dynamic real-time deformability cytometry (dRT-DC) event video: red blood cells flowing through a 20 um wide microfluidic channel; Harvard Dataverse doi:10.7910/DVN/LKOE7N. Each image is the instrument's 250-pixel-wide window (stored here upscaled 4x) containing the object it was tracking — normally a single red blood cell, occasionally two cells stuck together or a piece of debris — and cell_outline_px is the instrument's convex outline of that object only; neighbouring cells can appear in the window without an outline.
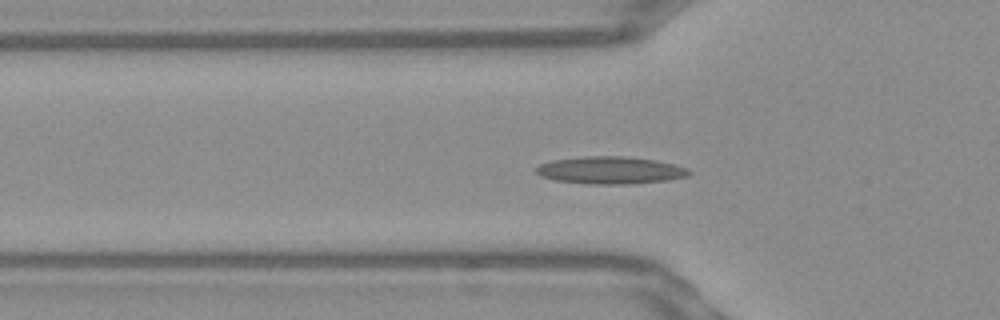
{"species": "Egyptian fruit bat (a non-hibernating species)", "species_latin": "Rousettus aegyptiacus", "temperature_condition": "warm", "stored_images_in_passage": 39, "camera_frame_rate_fps": 3000, "um_per_image_px": 0.085, "frame": {"image": 1, "passage_image": 2, "time_ms": 0.333, "image_size_px": [1000, 320], "cell_outline_px": [[692, 172], [688, 176], [668, 180], [624, 184], [588, 184], [556, 180], [540, 176], [536, 172], [536, 168], [540, 164], [552, 160], [584, 156], [624, 156], [656, 160], [688, 168]], "centroid_in_image_um": [51.88, 14.47], "position_along_channel_um": 73.9, "area_um2": 24.33}}
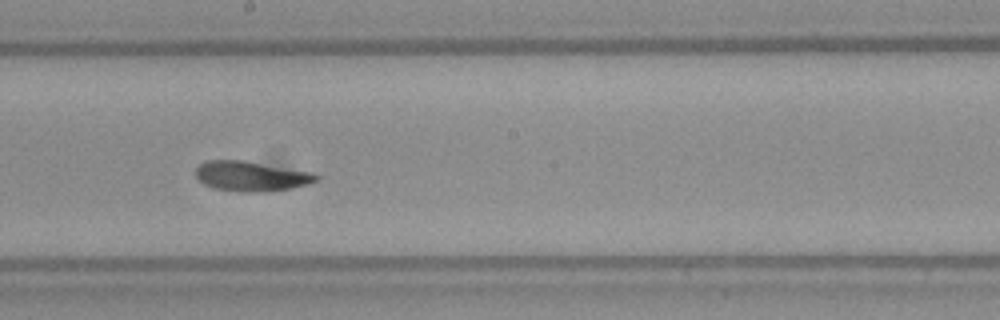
{"frame": {"image": 2, "passage_image": 14, "time_ms": 4.333, "image_size_px": [1000, 320], "cell_outline_px": [[320, 180], [308, 184], [288, 188], [256, 192], [240, 192], [216, 188], [204, 184], [196, 176], [196, 168], [204, 160], [240, 160], [312, 172], [320, 176]], "centroid_in_image_um": [21.34, 14.97], "position_along_channel_um": 226.9, "area_um2": 20.75}}
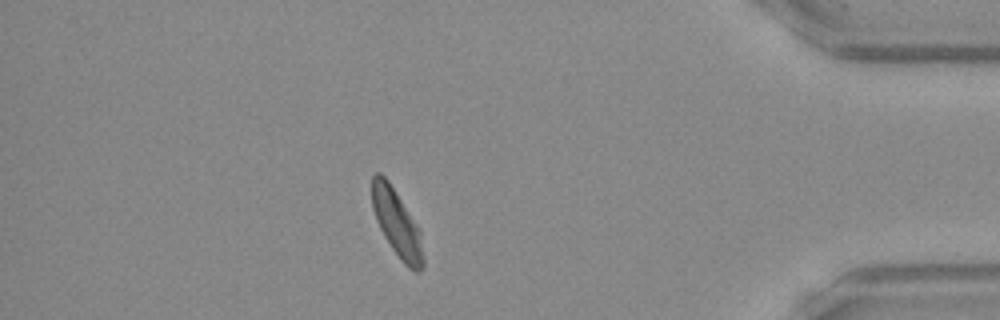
{"frame": {"image": 3, "passage_image": 31, "time_ms": 10.0, "image_size_px": [1000, 320], "cell_outline_px": [[424, 268], [420, 272], [416, 272], [408, 268], [400, 260], [384, 236], [376, 220], [372, 208], [372, 176], [376, 172], [380, 172], [388, 180], [420, 228], [424, 260]], "centroid_in_image_um": [33.75, 19.01], "position_along_channel_um": 401.4, "area_um2": 20.17}, "authors_computed_cell_mechanics": {"area_um2": 20.6346, "velocity_mm_per_s": 3.8065, "shape_relaxation_time_tau1_ms": null, "shape_relaxation_time_tau2_ms": 2.6025, "deformation_change_tau1": null, "deformation_change_tau2": 0.0961}}